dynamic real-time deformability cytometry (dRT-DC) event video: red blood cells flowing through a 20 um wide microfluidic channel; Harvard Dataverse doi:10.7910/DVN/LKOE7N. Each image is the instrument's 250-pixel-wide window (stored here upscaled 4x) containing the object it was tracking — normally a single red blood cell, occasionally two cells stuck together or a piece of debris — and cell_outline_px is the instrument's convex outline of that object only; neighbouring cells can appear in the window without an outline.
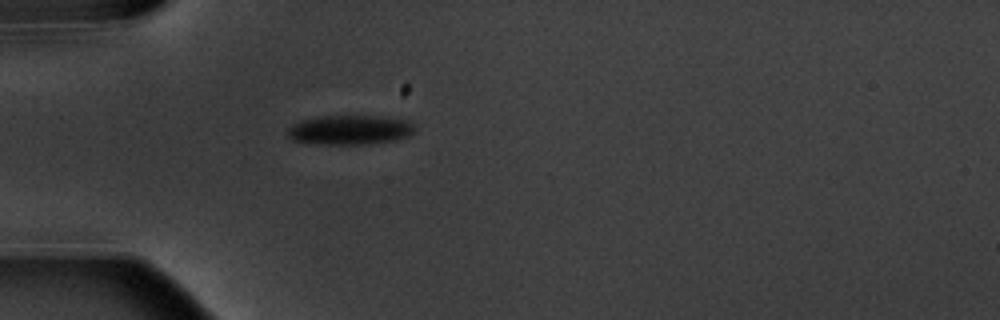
{"species": "common noctule bat (a hibernating species)", "species_latin": "Nyctalus noctula", "temperature_condition": "warm", "stored_images_in_passage": 2, "camera_frame_rate_fps": 3000, "um_per_image_px": 0.085, "animal": {"sex": "male", "body_mass_g": 20.1, "forearm_length_mm": 53.5}, "frame": {"image": 1, "passage_image": 2, "time_ms": 1.0, "image_size_px": [1000, 320], "cell_outline_px": [[416, 132], [408, 136], [396, 140], [368, 144], [324, 144], [292, 140], [288, 136], [288, 128], [300, 120], [324, 116], [368, 116], [404, 120], [412, 124], [416, 128]], "centroid_in_image_um": [29.75, 11.05], "position_along_channel_um": 55.3, "area_um2": 21.56}}